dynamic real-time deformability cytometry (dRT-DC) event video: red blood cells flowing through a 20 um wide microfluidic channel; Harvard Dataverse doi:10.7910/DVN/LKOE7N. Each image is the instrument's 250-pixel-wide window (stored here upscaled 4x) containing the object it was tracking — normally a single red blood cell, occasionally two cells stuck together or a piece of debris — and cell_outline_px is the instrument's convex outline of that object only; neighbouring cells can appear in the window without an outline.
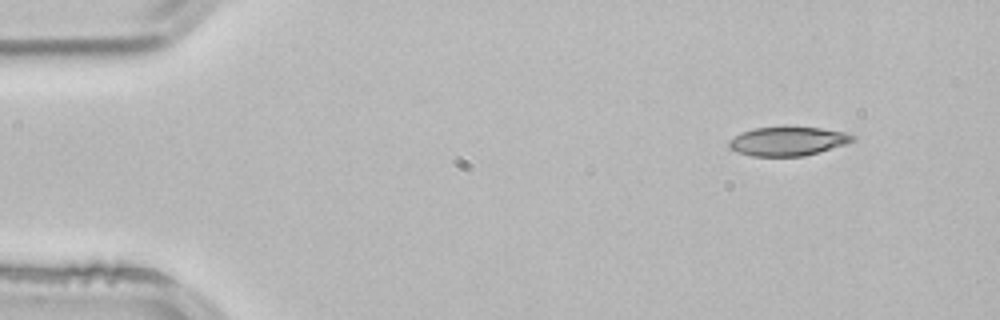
{"species": "common noctule bat (a hibernating species)", "species_latin": "Nyctalus noctula", "temperature_condition": "room temperature", "stored_images_in_passage": 3, "camera_frame_rate_fps": 3000, "um_per_image_px": 0.085, "animal": {"sex": "male", "body_mass_g": 21.5, "forearm_length_mm": 52.0}, "frame": {"image": 1, "passage_image": 1, "time_ms": 0.0, "image_size_px": [1000, 320], "cell_outline_px": [[856, 140], [848, 144], [804, 156], [752, 156], [736, 152], [728, 148], [728, 140], [740, 132], [756, 128], [820, 128], [848, 132], [856, 136]], "centroid_in_image_um": [66.98, 12.02], "position_along_channel_um": 18.0, "area_um2": 20.92}}
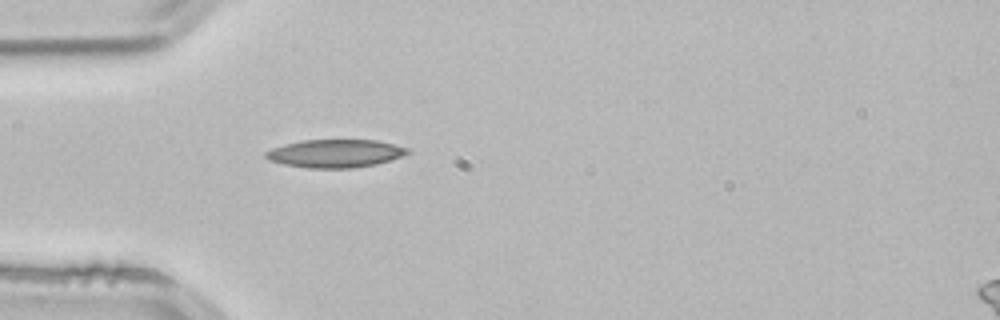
{"frame": {"image": 2, "passage_image": 3, "time_ms": 0.667, "image_size_px": [1000, 320], "cell_outline_px": [[412, 152], [376, 164], [352, 168], [308, 168], [284, 164], [268, 160], [264, 156], [264, 152], [272, 148], [284, 144], [300, 140], [376, 140], [408, 148]], "centroid_in_image_um": [28.45, 13.04], "position_along_channel_um": 56.6, "area_um2": 23.12}}